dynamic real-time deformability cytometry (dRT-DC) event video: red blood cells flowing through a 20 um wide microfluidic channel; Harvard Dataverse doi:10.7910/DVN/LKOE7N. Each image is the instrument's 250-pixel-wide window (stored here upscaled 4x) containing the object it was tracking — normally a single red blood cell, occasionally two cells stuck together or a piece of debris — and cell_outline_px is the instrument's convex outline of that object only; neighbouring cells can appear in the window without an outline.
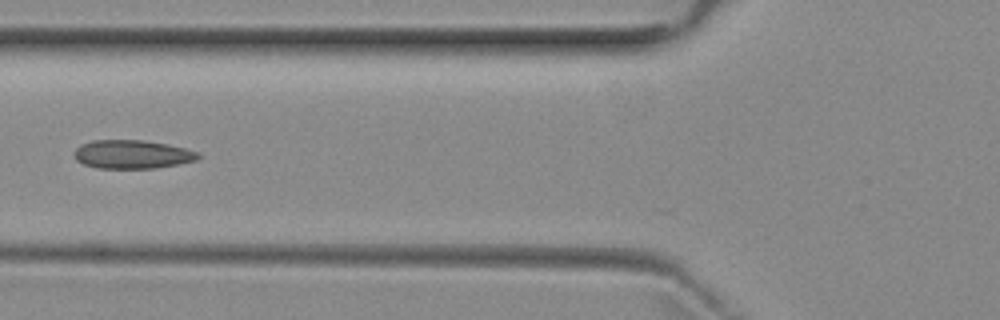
{"species": "common noctule bat (a hibernating species)", "species_latin": "Nyctalus noctula", "temperature_condition": "room temperature", "stored_images_in_passage": 5, "camera_frame_rate_fps": 3000, "um_per_image_px": 0.085, "animal": {"sex": "female", "body_mass_g": 29.2, "forearm_length_mm": 56.3}, "frame": {"image": 1, "passage_image": 5, "time_ms": 4.667, "image_size_px": [1000, 320], "cell_outline_px": [[200, 156], [196, 160], [156, 168], [96, 168], [84, 164], [76, 160], [72, 156], [72, 152], [80, 144], [92, 140], [140, 140], [168, 144], [200, 152]], "centroid_in_image_um": [11.18, 13.11], "position_along_channel_um": 114.6, "area_um2": 20.75}}